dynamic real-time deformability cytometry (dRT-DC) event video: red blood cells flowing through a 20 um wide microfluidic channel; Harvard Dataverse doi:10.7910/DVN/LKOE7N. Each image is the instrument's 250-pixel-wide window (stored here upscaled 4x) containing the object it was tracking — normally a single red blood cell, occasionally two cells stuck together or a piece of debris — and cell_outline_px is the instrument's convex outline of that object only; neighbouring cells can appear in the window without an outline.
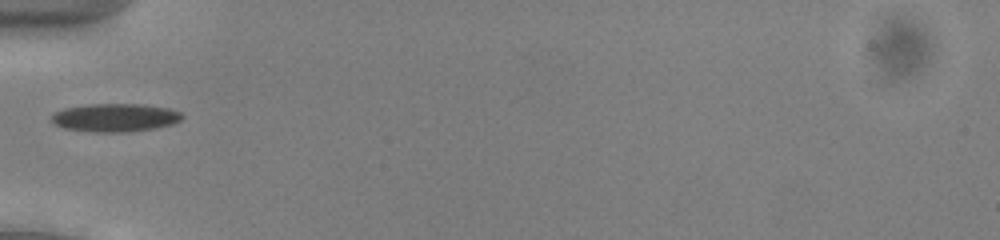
{"species": "common noctule bat (a hibernating species)", "species_latin": "Nyctalus noctula", "temperature_condition": "cold", "stored_images_in_passage": 35, "camera_frame_rate_fps": 3000, "um_per_image_px": 0.085, "animal": {"sex": "male", "body_mass_g": 13.0, "forearm_length_mm": 53.1}, "frame": {"image": 1, "passage_image": 1, "time_ms": 0.0, "image_size_px": [1000, 240], "cell_outline_px": [[184, 116], [180, 120], [172, 124], [156, 128], [124, 132], [96, 132], [64, 128], [56, 124], [52, 120], [52, 116], [56, 112], [64, 108], [88, 104], [144, 104], [168, 108], [180, 112]], "centroid_in_image_um": [9.82, 9.99], "position_along_channel_um": 75.2, "area_um2": 21.33}}
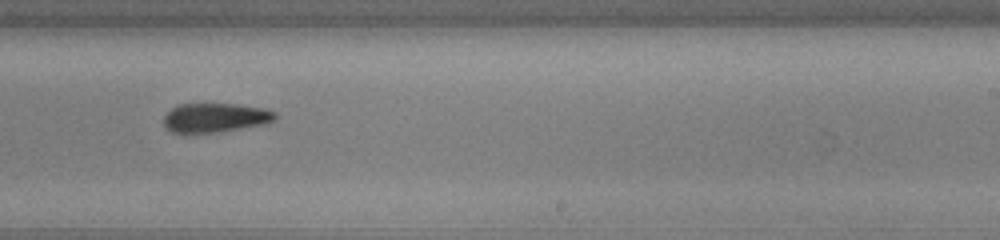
{"frame": {"image": 2, "passage_image": 16, "time_ms": 5.0, "image_size_px": [1000, 240], "cell_outline_px": [[276, 120], [268, 124], [220, 132], [172, 132], [164, 124], [164, 116], [172, 108], [180, 104], [236, 104], [264, 108], [276, 112]], "centroid_in_image_um": [18.37, 10.0], "position_along_channel_um": 270.6, "area_um2": 18.96}}
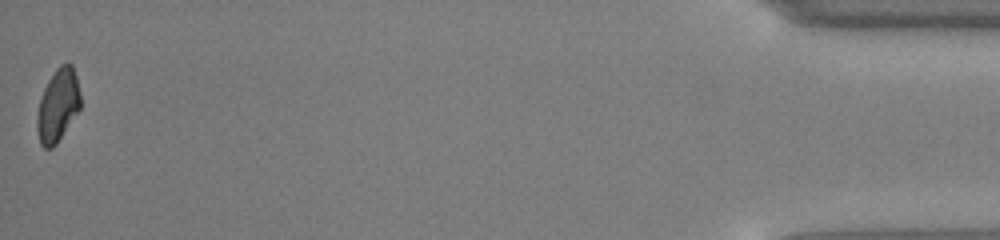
{"frame": {"image": 3, "passage_image": 35, "time_ms": 11.333, "image_size_px": [1000, 240], "cell_outline_px": [[80, 108], [56, 144], [52, 148], [44, 148], [40, 144], [36, 128], [36, 116], [40, 100], [44, 88], [48, 80], [56, 68], [60, 64], [68, 60], [72, 64], [76, 76], [80, 92]], "centroid_in_image_um": [4.91, 8.93], "position_along_channel_um": 430.3, "area_um2": 18.5}, "authors_computed_cell_mechanics": {"area_um2": 19.363, "velocity_mm_per_s": 3.922, "shape_relaxation_time_tau1_ms": 2.8717, "shape_relaxation_time_tau2_ms": null, "deformation_change_tau1": 0.1055, "deformation_change_tau2": null}}